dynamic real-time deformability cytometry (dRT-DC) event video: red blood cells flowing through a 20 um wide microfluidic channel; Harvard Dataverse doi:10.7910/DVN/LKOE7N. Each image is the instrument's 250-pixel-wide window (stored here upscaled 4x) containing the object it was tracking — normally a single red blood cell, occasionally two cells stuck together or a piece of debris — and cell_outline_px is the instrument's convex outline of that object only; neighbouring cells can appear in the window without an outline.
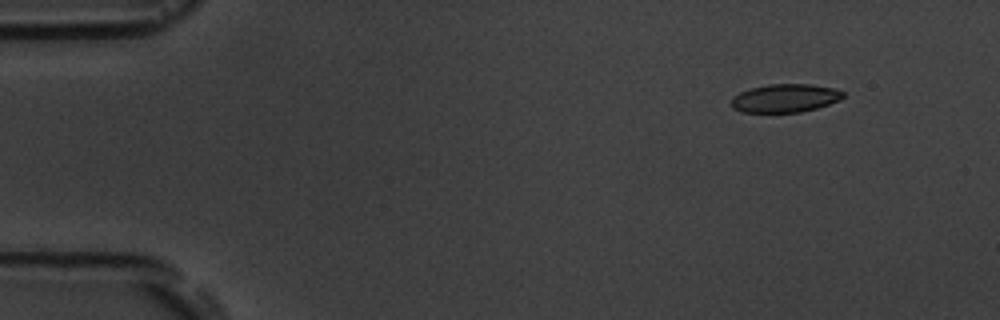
{"species": "common noctule bat (a hibernating species)", "species_latin": "Nyctalus noctula", "temperature_condition": "room temperature", "stored_images_in_passage": 8, "camera_frame_rate_fps": 3000, "um_per_image_px": 0.085, "animal": {"sex": "male", "body_mass_g": 19.5, "forearm_length_mm": 54.6}, "frame": {"image": 1, "passage_image": 1, "time_ms": 0.0, "image_size_px": [1000, 320], "cell_outline_px": [[844, 96], [840, 100], [816, 108], [800, 112], [740, 112], [732, 108], [732, 96], [748, 88], [768, 84], [812, 84], [836, 88], [844, 92]], "centroid_in_image_um": [66.72, 8.33], "position_along_channel_um": 18.3, "area_um2": 18.61}}
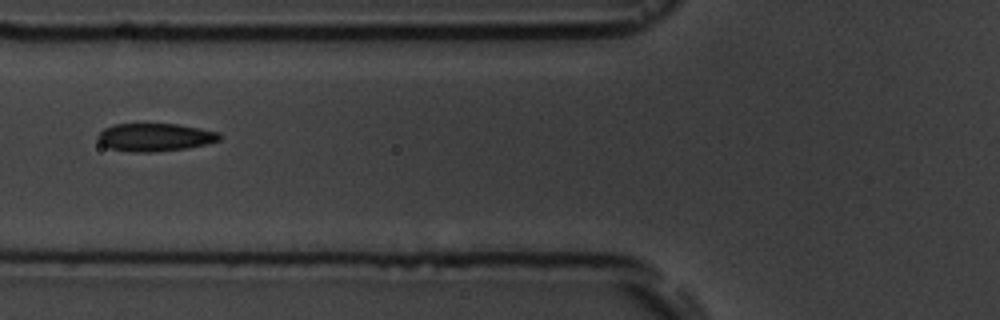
{"frame": {"image": 2, "passage_image": 6, "time_ms": 5.333, "image_size_px": [1000, 320], "cell_outline_px": [[220, 140], [188, 148], [152, 152], [132, 152], [108, 148], [100, 144], [96, 136], [104, 128], [112, 124], [176, 124], [200, 128], [220, 132]], "centroid_in_image_um": [13.13, 11.66], "position_along_channel_um": 112.7, "area_um2": 19.88}}
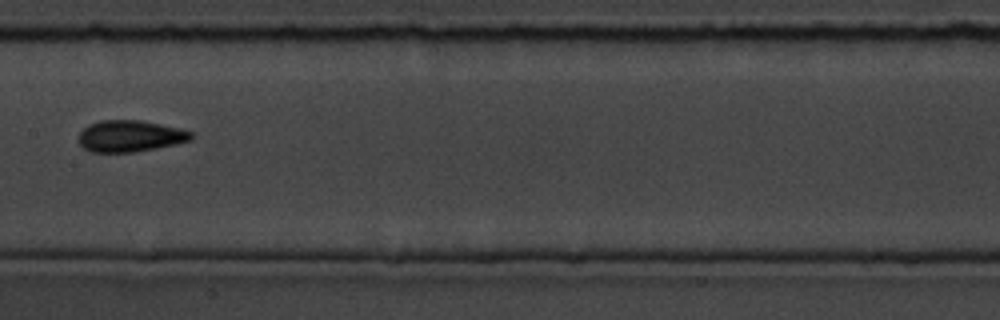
{"frame": {"image": 3, "passage_image": 8, "time_ms": 7.667, "image_size_px": [1000, 320], "cell_outline_px": [[192, 140], [176, 144], [136, 152], [92, 152], [84, 148], [80, 144], [80, 132], [88, 124], [100, 120], [144, 120], [180, 128], [192, 132]], "centroid_in_image_um": [11.08, 11.56], "position_along_channel_um": 196.3, "area_um2": 20.75}}